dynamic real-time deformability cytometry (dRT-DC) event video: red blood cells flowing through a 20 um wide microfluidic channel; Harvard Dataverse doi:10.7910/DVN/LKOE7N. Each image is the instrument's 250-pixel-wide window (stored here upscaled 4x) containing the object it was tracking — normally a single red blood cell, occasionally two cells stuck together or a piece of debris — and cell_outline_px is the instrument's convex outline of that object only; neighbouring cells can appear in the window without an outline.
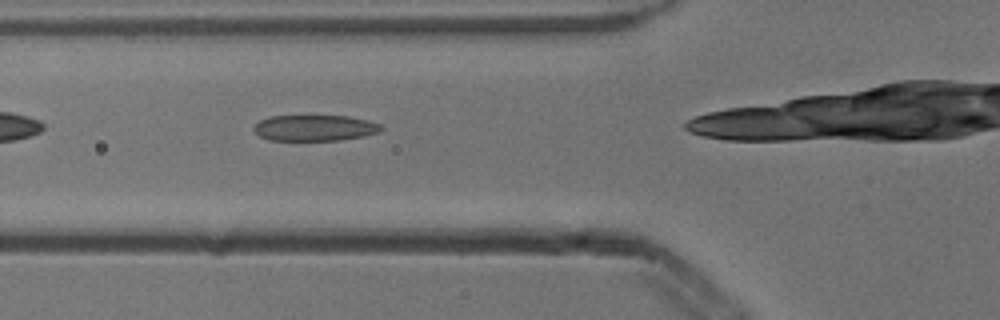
{"species": "common noctule bat (a hibernating species)", "species_latin": "Nyctalus noctula", "temperature_condition": "cold", "stored_images_in_passage": 3, "camera_frame_rate_fps": 3000, "um_per_image_px": 0.085, "animal": {"sex": "male", "body_mass_g": 13.3}, "frame": {"image": 1, "passage_image": 2, "time_ms": 0.333, "image_size_px": [1000, 320], "cell_outline_px": [[384, 128], [376, 132], [364, 136], [340, 140], [268, 140], [260, 136], [252, 128], [260, 120], [268, 116], [348, 116], [368, 120], [380, 124]], "centroid_in_image_um": [26.74, 10.87], "position_along_channel_um": 99.1, "area_um2": 19.19}}